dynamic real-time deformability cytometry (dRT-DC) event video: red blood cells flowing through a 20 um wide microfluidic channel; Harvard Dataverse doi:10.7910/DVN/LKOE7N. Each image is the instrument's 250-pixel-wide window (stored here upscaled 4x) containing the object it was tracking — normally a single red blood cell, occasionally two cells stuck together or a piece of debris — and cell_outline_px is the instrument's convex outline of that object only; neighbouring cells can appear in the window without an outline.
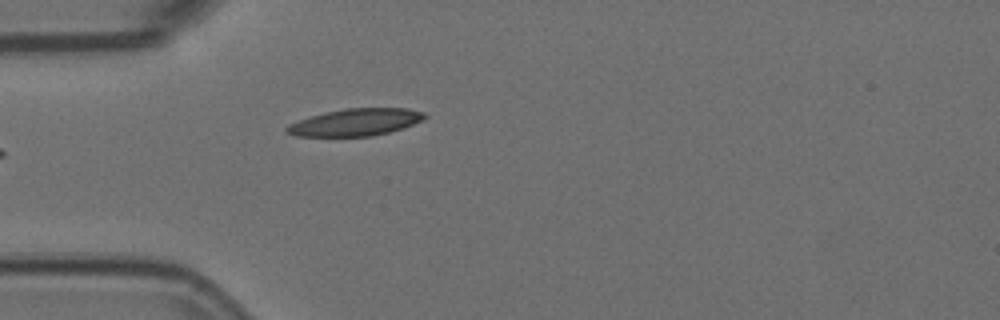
{"species": "Egyptian fruit bat (a non-hibernating species)", "species_latin": "Rousettus aegyptiacus", "temperature_condition": "room temperature", "stored_images_in_passage": 4, "camera_frame_rate_fps": 3000, "um_per_image_px": 0.085, "animal": {"sex": "female"}, "frame": {"image": 1, "passage_image": 4, "time_ms": 1.0, "image_size_px": [1000, 320], "cell_outline_px": [[428, 116], [404, 128], [372, 136], [296, 136], [284, 132], [284, 128], [288, 124], [312, 116], [344, 108], [408, 108], [424, 112]], "centroid_in_image_um": [30.21, 10.39], "position_along_channel_um": 54.8, "area_um2": 21.68}}